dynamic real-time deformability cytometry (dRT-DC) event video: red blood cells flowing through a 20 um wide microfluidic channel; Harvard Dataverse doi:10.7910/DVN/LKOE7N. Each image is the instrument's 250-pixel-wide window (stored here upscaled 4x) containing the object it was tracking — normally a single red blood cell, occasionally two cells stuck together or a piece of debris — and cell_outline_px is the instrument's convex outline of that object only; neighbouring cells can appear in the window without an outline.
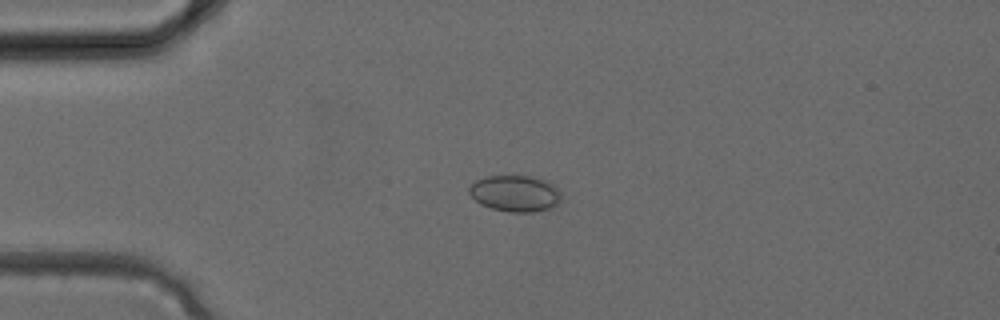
{"species": "common noctule bat (a hibernating species)", "species_latin": "Nyctalus noctula", "temperature_condition": "cold", "stored_images_in_passage": 3, "camera_frame_rate_fps": 3000, "um_per_image_px": 0.085, "animal": {"sex": "female", "body_mass_g": 24.6, "forearm_length_mm": 56.2}, "frame": {"image": 1, "passage_image": 2, "time_ms": 0.333, "image_size_px": [1000, 320], "cell_outline_px": [[560, 200], [556, 204], [548, 208], [532, 212], [512, 212], [492, 208], [480, 204], [468, 192], [468, 188], [476, 180], [484, 176], [532, 176], [548, 180], [560, 192]], "centroid_in_image_um": [43.77, 16.42], "position_along_channel_um": 41.2, "area_um2": 19.36}}
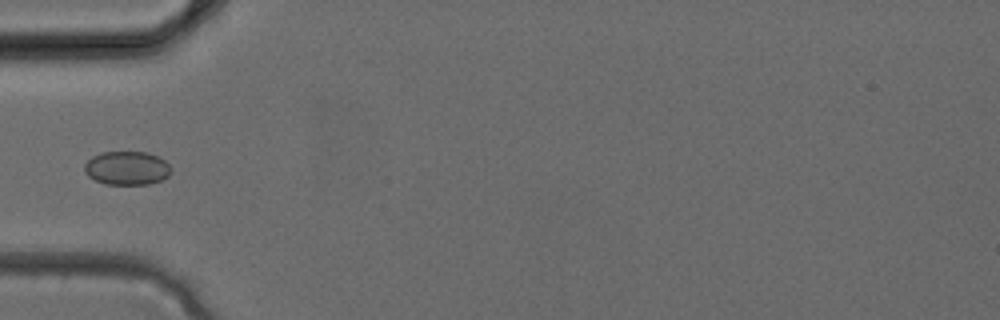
{"frame": {"image": 2, "passage_image": 3, "time_ms": 0.667, "image_size_px": [1000, 320], "cell_outline_px": [[172, 172], [168, 176], [160, 180], [148, 184], [104, 184], [88, 176], [84, 172], [84, 164], [92, 156], [100, 152], [148, 152], [164, 160], [172, 168]], "centroid_in_image_um": [10.78, 14.28], "position_along_channel_um": 74.2, "area_um2": 17.05}}